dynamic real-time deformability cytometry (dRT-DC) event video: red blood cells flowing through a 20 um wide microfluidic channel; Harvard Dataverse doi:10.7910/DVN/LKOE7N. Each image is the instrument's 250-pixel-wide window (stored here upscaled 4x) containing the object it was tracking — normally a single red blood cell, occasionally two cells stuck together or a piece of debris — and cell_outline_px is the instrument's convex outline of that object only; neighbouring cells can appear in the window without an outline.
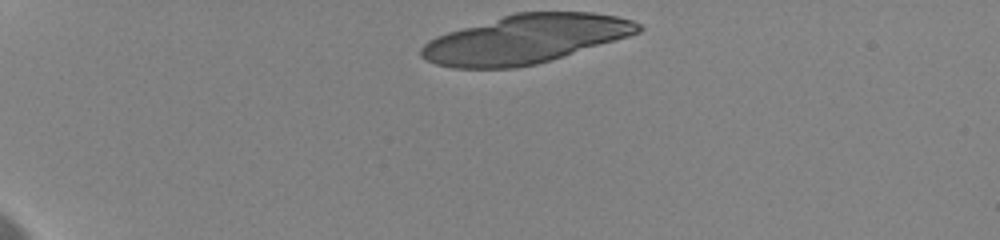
{"species": "human", "species_latin": "Homo sapiens", "temperature_condition": "cold", "stored_images_in_passage": 12, "camera_frame_rate_fps": 3000, "um_per_image_px": 0.085, "donor": {"sex": "female"}, "frame": {"image": 1, "passage_image": 1, "time_ms": 0.0, "image_size_px": [1000, 240], "cell_outline_px": [[644, 28], [640, 32], [628, 36], [552, 60], [536, 64], [516, 68], [452, 68], [436, 64], [420, 56], [420, 48], [428, 40], [436, 36], [448, 32], [516, 12], [592, 12], [616, 16], [632, 20], [640, 24]], "centroid_in_image_um": [44.66, 3.33], "position_along_channel_um": 40.3, "area_um2": 61.27}}